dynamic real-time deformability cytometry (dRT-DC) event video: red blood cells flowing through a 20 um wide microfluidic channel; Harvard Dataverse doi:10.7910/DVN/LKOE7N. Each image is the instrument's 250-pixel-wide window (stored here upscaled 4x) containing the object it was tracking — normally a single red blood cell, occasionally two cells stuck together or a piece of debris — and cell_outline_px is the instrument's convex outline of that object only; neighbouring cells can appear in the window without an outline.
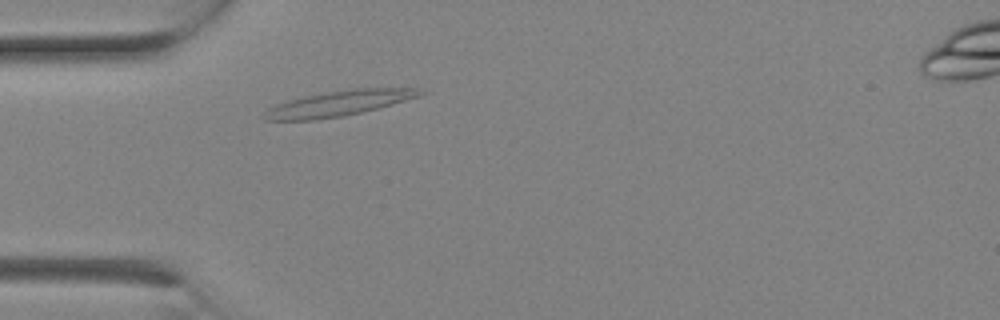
{"species": "Egyptian fruit bat (a non-hibernating species)", "species_latin": "Rousettus aegyptiacus", "temperature_condition": "room temperature", "stored_images_in_passage": 2, "camera_frame_rate_fps": 3000, "um_per_image_px": 0.085, "animal": {"sex": "female"}, "frame": {"image": 1, "passage_image": 1, "time_ms": 0.0, "image_size_px": [1000, 320], "cell_outline_px": [[424, 92], [420, 96], [392, 104], [344, 116], [316, 120], [264, 120], [264, 112], [268, 108], [276, 104], [288, 100], [304, 96], [352, 88], [416, 88]], "centroid_in_image_um": [28.76, 8.79], "position_along_channel_um": 56.2, "area_um2": 22.77}}